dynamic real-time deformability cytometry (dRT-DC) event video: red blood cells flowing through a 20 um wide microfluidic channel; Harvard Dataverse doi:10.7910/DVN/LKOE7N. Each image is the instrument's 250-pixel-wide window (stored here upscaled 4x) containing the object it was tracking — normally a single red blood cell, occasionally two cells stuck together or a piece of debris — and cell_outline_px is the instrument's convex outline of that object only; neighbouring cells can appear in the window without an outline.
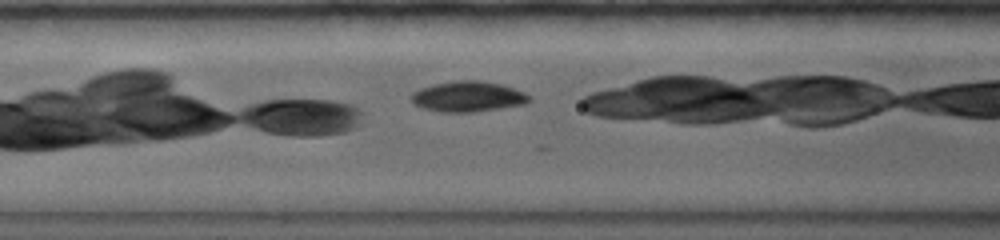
{"species": "common noctule bat (a hibernating species)", "species_latin": "Nyctalus noctula", "temperature_condition": "warm", "stored_images_in_passage": 15, "camera_frame_rate_fps": 5000, "um_per_image_px": 0.085, "animal": {"sex": "female", "body_mass_g": 19.0, "forearm_length_mm": 56.7}, "frame": {"image": 1, "passage_image": 7, "time_ms": 1.4, "image_size_px": [1000, 240], "cell_outline_px": [[532, 100], [524, 104], [500, 108], [472, 112], [440, 112], [420, 108], [412, 104], [412, 92], [420, 88], [432, 84], [456, 80], [480, 80], [500, 84], [524, 92]], "centroid_in_image_um": [39.72, 8.21], "position_along_channel_um": 126.9, "area_um2": 21.04}}